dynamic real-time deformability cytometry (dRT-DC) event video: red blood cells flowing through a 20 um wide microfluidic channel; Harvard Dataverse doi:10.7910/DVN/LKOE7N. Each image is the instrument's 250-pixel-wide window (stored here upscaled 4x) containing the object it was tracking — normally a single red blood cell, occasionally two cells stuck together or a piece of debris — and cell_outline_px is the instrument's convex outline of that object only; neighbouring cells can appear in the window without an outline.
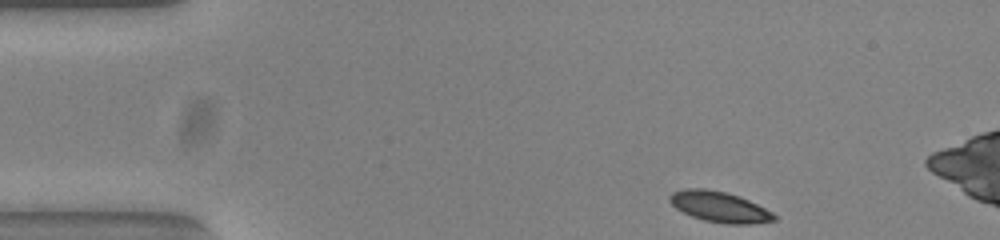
{"species": "common noctule bat (a hibernating species)", "species_latin": "Nyctalus noctula", "temperature_condition": "warm", "stored_images_in_passage": 48, "camera_frame_rate_fps": 3000, "um_per_image_px": 0.085, "animal": {"sex": "female", "body_mass_g": 23.0, "forearm_length_mm": 53.4}, "frame": {"image": 1, "passage_image": 1, "time_ms": 0.0, "image_size_px": [1000, 240], "cell_outline_px": [[776, 220], [748, 224], [728, 224], [704, 220], [692, 216], [676, 208], [668, 200], [668, 196], [672, 192], [684, 188], [704, 188], [724, 192], [740, 196], [772, 212], [776, 216]], "centroid_in_image_um": [61.12, 17.57], "position_along_channel_um": 23.9, "area_um2": 18.5}}
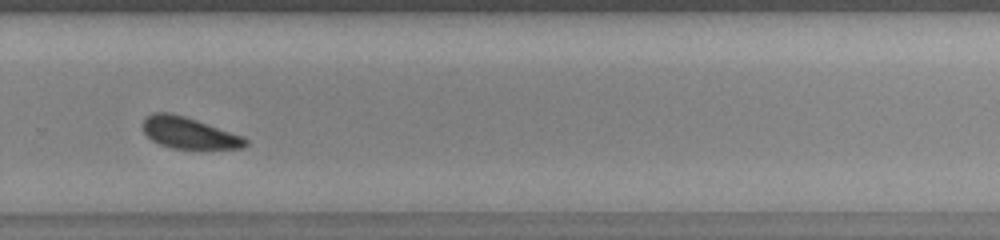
{"frame": {"image": 2, "passage_image": 30, "time_ms": 9.667, "image_size_px": [1000, 240], "cell_outline_px": [[248, 144], [244, 148], [172, 148], [160, 144], [152, 140], [144, 132], [140, 124], [152, 112], [168, 112], [184, 116], [244, 136], [248, 140]], "centroid_in_image_um": [16.05, 11.29], "position_along_channel_um": 313.7, "area_um2": 18.67}}
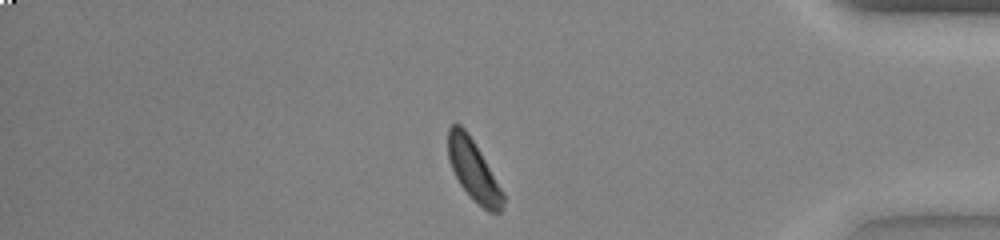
{"frame": {"image": 3, "passage_image": 39, "time_ms": 12.667, "image_size_px": [1000, 240], "cell_outline_px": [[504, 200], [500, 212], [488, 212], [472, 200], [460, 184], [452, 168], [448, 156], [448, 128], [452, 124], [460, 124], [468, 132], [480, 152], [500, 188], [504, 196]], "centroid_in_image_um": [40.22, 14.47], "position_along_channel_um": 395.0, "area_um2": 19.02}, "authors_computed_cell_mechanics": {"area_um2": 19.3052, "velocity_mm_per_s": 3.7801, "shape_relaxation_time_tau1_ms": 1.4494, "shape_relaxation_time_tau2_ms": null, "deformation_change_tau1": 0.0631, "deformation_change_tau2": null}}